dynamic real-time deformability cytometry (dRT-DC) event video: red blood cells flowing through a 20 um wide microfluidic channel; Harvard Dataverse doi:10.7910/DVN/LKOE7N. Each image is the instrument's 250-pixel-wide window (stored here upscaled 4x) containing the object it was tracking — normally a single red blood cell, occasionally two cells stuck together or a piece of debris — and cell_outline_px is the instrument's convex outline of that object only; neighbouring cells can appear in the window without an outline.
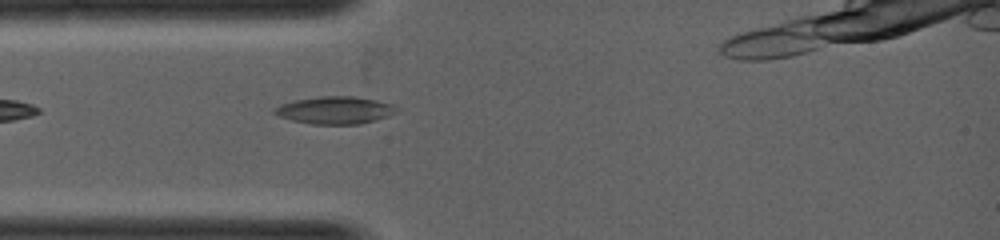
{"species": "common noctule bat (a hibernating species)", "species_latin": "Nyctalus noctula", "temperature_condition": "warm", "stored_images_in_passage": 23, "camera_frame_rate_fps": 5000, "um_per_image_px": 0.085, "animal": {"sex": "female", "body_mass_g": 19.0, "forearm_length_mm": 53.3}, "frame": {"image": 1, "passage_image": 1, "time_ms": 0.0, "image_size_px": [1000, 240], "cell_outline_px": [[400, 108], [396, 112], [388, 116], [376, 120], [360, 124], [312, 124], [292, 120], [280, 116], [272, 112], [272, 108], [280, 104], [296, 100], [320, 96], [356, 96], [376, 100], [392, 104]], "centroid_in_image_um": [28.49, 9.36], "position_along_channel_um": 56.5, "area_um2": 19.59}}
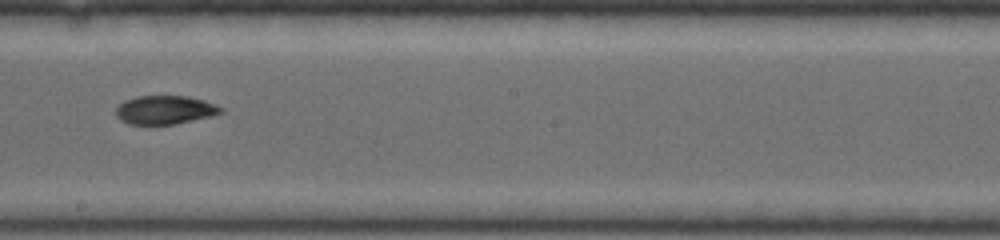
{"frame": {"image": 2, "passage_image": 11, "time_ms": 2.0, "image_size_px": [1000, 240], "cell_outline_px": [[224, 112], [212, 116], [172, 124], [128, 124], [120, 120], [116, 116], [116, 108], [124, 100], [136, 96], [188, 96], [204, 100], [224, 108]], "centroid_in_image_um": [14.02, 9.33], "position_along_channel_um": 234.2, "area_um2": 17.51}}
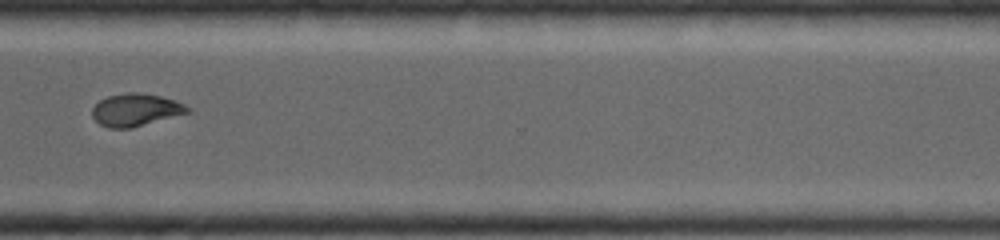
{"frame": {"image": 3, "passage_image": 18, "time_ms": 3.4, "image_size_px": [1000, 240], "cell_outline_px": [[192, 112], [132, 128], [108, 128], [100, 124], [92, 116], [92, 108], [100, 100], [108, 96], [128, 92], [140, 92], [160, 96], [176, 100], [192, 108]], "centroid_in_image_um": [11.58, 9.34], "position_along_channel_um": 359.0, "area_um2": 18.26}}